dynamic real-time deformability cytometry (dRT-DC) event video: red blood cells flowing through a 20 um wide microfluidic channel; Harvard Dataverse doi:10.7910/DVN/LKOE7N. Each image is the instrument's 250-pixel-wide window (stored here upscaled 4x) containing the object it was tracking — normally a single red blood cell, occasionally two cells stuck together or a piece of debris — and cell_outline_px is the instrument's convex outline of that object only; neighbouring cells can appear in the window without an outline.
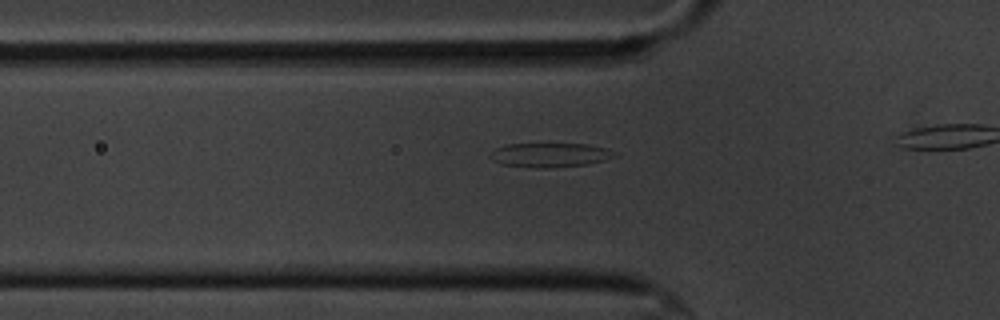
{"species": "common noctule bat (a hibernating species)", "species_latin": "Nyctalus noctula", "temperature_condition": "cold", "stored_images_in_passage": 11, "camera_frame_rate_fps": 3000, "um_per_image_px": 0.085, "animal": {"sex": "male", "body_mass_g": 20.1, "forearm_length_mm": 53.5}, "frame": {"image": 1, "passage_image": 5, "time_ms": 1.333, "image_size_px": [1000, 320], "cell_outline_px": [[620, 156], [588, 164], [552, 168], [536, 168], [500, 164], [492, 160], [488, 156], [496, 148], [508, 144], [588, 144], [604, 148], [616, 152]], "centroid_in_image_um": [46.76, 13.18], "position_along_channel_um": 79.0, "area_um2": 17.69}}
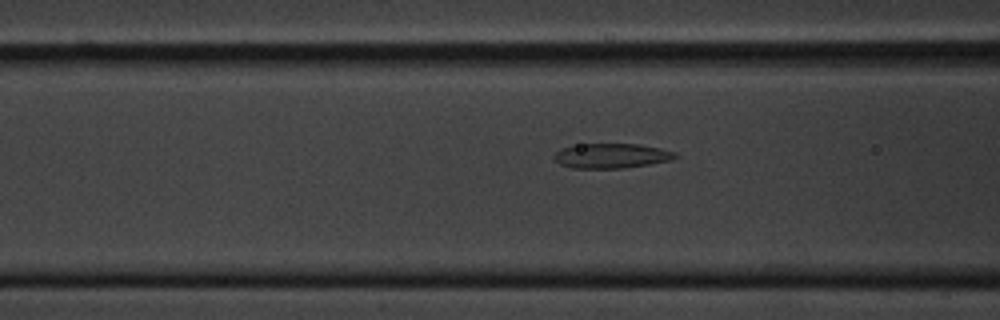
{"frame": {"image": 2, "passage_image": 8, "time_ms": 2.333, "image_size_px": [1000, 320], "cell_outline_px": [[680, 156], [672, 160], [648, 164], [620, 168], [572, 168], [560, 164], [552, 156], [560, 148], [580, 144], [640, 144], [660, 148], [676, 152]], "centroid_in_image_um": [51.99, 13.24], "position_along_channel_um": 114.6, "area_um2": 17.51}}